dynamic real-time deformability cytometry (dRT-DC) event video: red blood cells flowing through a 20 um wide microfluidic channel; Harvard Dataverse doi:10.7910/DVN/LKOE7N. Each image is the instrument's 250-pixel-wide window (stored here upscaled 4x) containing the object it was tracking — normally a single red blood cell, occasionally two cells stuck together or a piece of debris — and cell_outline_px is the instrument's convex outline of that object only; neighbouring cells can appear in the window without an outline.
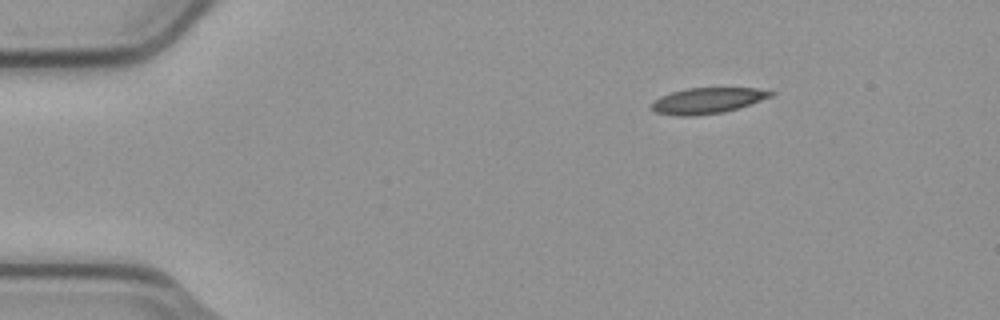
{"species": "common noctule bat (a hibernating species)", "species_latin": "Nyctalus noctula", "temperature_condition": "cold", "stored_images_in_passage": 3, "camera_frame_rate_fps": 3000, "um_per_image_px": 0.085, "animal": {"sex": "male", "body_mass_g": 23.1, "forearm_length_mm": 52.7}, "frame": {"image": 1, "passage_image": 1, "time_ms": 0.0, "image_size_px": [1000, 320], "cell_outline_px": [[776, 92], [772, 96], [724, 112], [696, 116], [676, 116], [656, 112], [652, 108], [652, 104], [660, 96], [672, 92], [688, 88], [756, 88]], "centroid_in_image_um": [60.12, 8.55], "position_along_channel_um": 24.9, "area_um2": 17.69}}
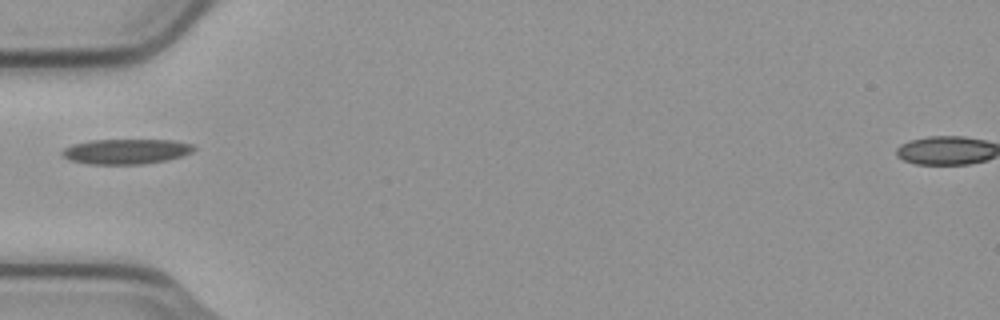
{"frame": {"image": 2, "passage_image": 3, "time_ms": 0.667, "image_size_px": [1000, 320], "cell_outline_px": [[196, 148], [192, 152], [168, 160], [144, 164], [88, 164], [68, 160], [60, 156], [60, 152], [64, 148], [72, 144], [88, 140], [172, 140], [192, 144]], "centroid_in_image_um": [10.66, 12.87], "position_along_channel_um": 74.3, "area_um2": 19.48}}